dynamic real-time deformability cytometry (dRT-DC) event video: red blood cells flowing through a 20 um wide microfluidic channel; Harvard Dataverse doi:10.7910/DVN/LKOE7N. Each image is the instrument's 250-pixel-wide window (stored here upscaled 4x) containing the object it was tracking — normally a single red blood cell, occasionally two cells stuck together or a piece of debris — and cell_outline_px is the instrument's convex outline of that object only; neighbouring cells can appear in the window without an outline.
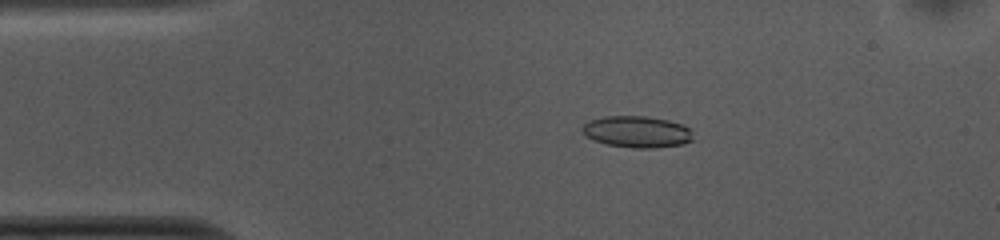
{"species": "common noctule bat (a hibernating species)", "species_latin": "Nyctalus noctula", "temperature_condition": "cold", "stored_images_in_passage": 52, "camera_frame_rate_fps": 3000, "um_per_image_px": 0.085, "animal": {"sex": "female", "body_mass_g": 10.0, "forearm_length_mm": 53.1}, "frame": {"image": 1, "passage_image": 9, "time_ms": 2.667, "image_size_px": [1000, 240], "cell_outline_px": [[692, 140], [684, 144], [656, 148], [632, 148], [608, 144], [596, 140], [588, 136], [580, 128], [588, 120], [604, 116], [648, 116], [668, 120], [680, 124], [688, 128], [692, 132]], "centroid_in_image_um": [54.15, 11.19], "position_along_channel_um": 30.8, "area_um2": 20.29}}
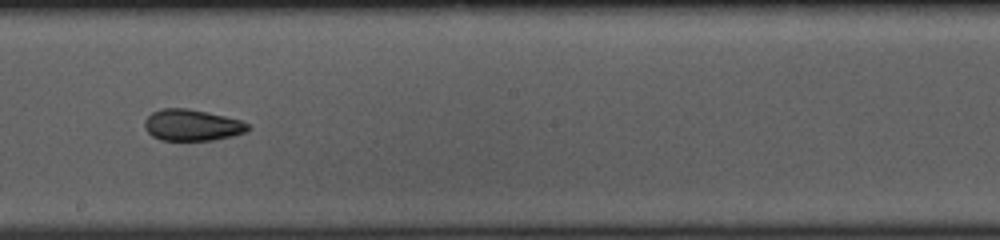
{"frame": {"image": 2, "passage_image": 28, "time_ms": 9.0, "image_size_px": [1000, 240], "cell_outline_px": [[248, 128], [244, 132], [232, 136], [212, 140], [160, 140], [152, 136], [144, 128], [144, 120], [152, 112], [164, 108], [188, 108], [208, 112], [240, 120], [248, 124]], "centroid_in_image_um": [16.27, 10.63], "position_along_channel_um": 231.9, "area_um2": 18.79}}
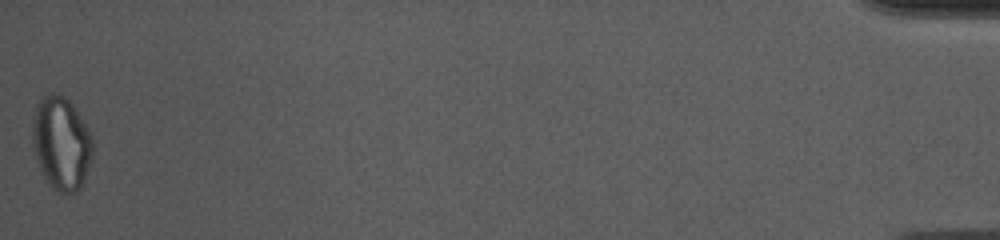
{"frame": {"image": 3, "passage_image": 52, "time_ms": 17.0, "image_size_px": [1000, 240], "cell_outline_px": [[92, 152], [80, 188], [76, 192], [56, 192], [48, 184], [40, 168], [36, 156], [32, 136], [32, 120], [36, 104], [40, 96], [52, 92], [64, 96], [76, 108], [92, 136]], "centroid_in_image_um": [5.18, 12.12], "position_along_channel_um": 430.0, "area_um2": 32.54}, "authors_computed_cell_mechanics": {"area_um2": 19.8254, "velocity_mm_per_s": 3.7497, "shape_relaxation_time_tau1_ms": null, "shape_relaxation_time_tau2_ms": 3.6206, "deformation_change_tau1": null, "deformation_change_tau2": 0.095}}